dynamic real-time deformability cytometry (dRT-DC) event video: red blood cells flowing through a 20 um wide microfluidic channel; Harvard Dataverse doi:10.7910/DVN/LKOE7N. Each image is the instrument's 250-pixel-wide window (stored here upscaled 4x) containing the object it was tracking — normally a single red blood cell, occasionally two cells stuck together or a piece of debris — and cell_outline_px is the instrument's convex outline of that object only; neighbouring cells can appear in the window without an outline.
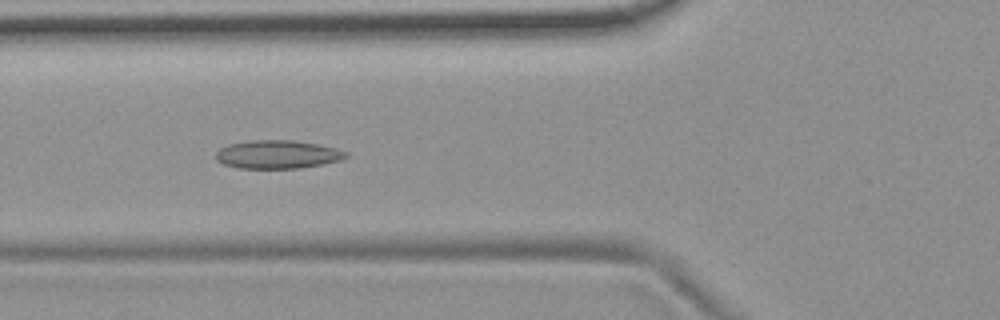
{"species": "common noctule bat (a hibernating species)", "species_latin": "Nyctalus noctula", "temperature_condition": "room temperature", "stored_images_in_passage": 49, "camera_frame_rate_fps": 3000, "um_per_image_px": 0.085, "animal": {"sex": "female", "body_mass_g": 19.9}, "frame": {"image": 1, "passage_image": 15, "time_ms": 4.667, "image_size_px": [1000, 320], "cell_outline_px": [[348, 156], [340, 160], [324, 164], [300, 168], [236, 168], [224, 164], [216, 160], [216, 152], [220, 148], [228, 144], [248, 140], [292, 140], [316, 144], [336, 148], [348, 152]], "centroid_in_image_um": [23.58, 13.12], "position_along_channel_um": 102.2, "area_um2": 21.56}}
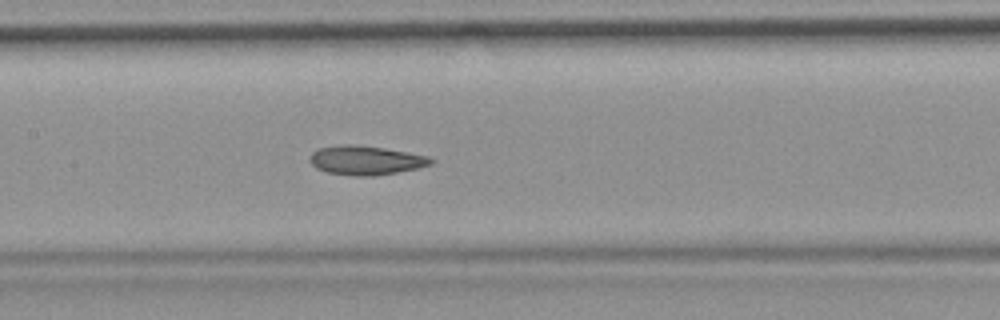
{"frame": {"image": 2, "passage_image": 21, "time_ms": 6.667, "image_size_px": [1000, 320], "cell_outline_px": [[436, 160], [432, 164], [416, 168], [396, 172], [372, 176], [356, 176], [324, 172], [316, 168], [308, 160], [312, 152], [316, 148], [344, 144], [352, 144], [384, 148], [408, 152], [428, 156]], "centroid_in_image_um": [31.06, 13.62], "position_along_channel_um": 176.3, "area_um2": 20.63}}
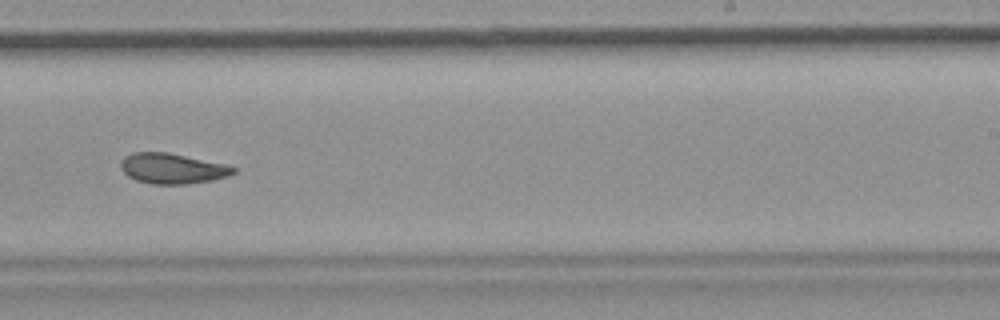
{"frame": {"image": 3, "passage_image": 29, "time_ms": 9.333, "image_size_px": [1000, 320], "cell_outline_px": [[236, 172], [228, 176], [212, 180], [188, 184], [152, 184], [136, 180], [128, 176], [120, 168], [120, 164], [124, 156], [132, 152], [168, 152], [224, 164], [236, 168]], "centroid_in_image_um": [14.62, 14.32], "position_along_channel_um": 274.4, "area_um2": 19.94}, "authors_computed_cell_mechanics": {"area_um2": 20.8658, "velocity_mm_per_s": 3.7006, "shape_relaxation_time_tau1_ms": null, "shape_relaxation_time_tau2_ms": 3.526, "deformation_change_tau1": null, "deformation_change_tau2": 0.0894}}